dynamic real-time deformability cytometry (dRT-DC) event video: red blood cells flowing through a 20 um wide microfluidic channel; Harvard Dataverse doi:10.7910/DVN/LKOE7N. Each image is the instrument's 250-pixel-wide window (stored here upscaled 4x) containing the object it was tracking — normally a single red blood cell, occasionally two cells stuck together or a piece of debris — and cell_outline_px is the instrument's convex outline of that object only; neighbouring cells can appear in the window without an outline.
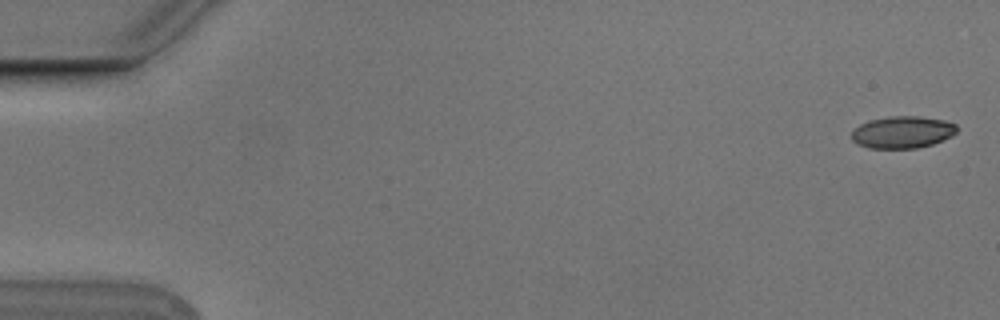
{"species": "Egyptian fruit bat (a non-hibernating species)", "species_latin": "Rousettus aegyptiacus", "temperature_condition": "cold", "stored_images_in_passage": 5, "camera_frame_rate_fps": 3000, "um_per_image_px": 0.085, "animal": {"sex": "male"}, "frame": {"image": 1, "passage_image": 1, "time_ms": 0.0, "image_size_px": [1000, 320], "cell_outline_px": [[956, 132], [952, 136], [932, 144], [916, 148], [868, 148], [856, 144], [852, 140], [852, 132], [860, 124], [868, 120], [888, 116], [916, 116], [944, 120], [956, 124]], "centroid_in_image_um": [76.69, 11.23], "position_along_channel_um": 8.3, "area_um2": 19.65}}